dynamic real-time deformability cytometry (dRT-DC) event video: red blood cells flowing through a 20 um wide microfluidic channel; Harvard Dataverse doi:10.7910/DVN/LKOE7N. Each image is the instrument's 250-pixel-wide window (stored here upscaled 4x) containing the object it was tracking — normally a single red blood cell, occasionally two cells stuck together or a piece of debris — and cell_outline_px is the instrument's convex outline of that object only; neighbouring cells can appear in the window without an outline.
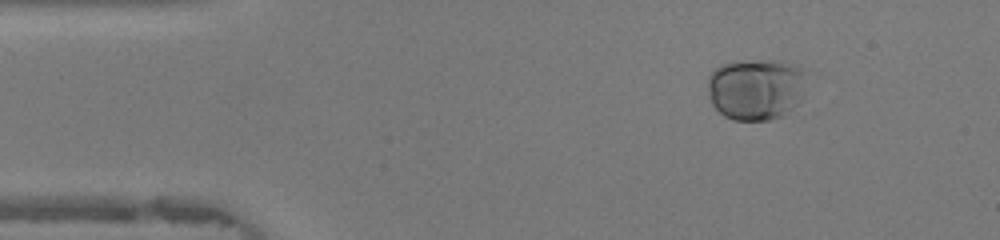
{"species": "human", "species_latin": "Homo sapiens", "temperature_condition": "warm", "stored_images_in_passage": 47, "camera_frame_rate_fps": 3000, "um_per_image_px": 0.085, "donor": {"sex": "female"}, "frame": {"image": 1, "passage_image": 6, "time_ms": 1.667, "image_size_px": [1000, 240], "cell_outline_px": [[812, 72], [804, 100], [784, 116], [768, 120], [732, 120], [724, 116], [712, 104], [708, 96], [708, 76], [720, 64], [732, 60], [780, 60], [800, 64]], "centroid_in_image_um": [64.4, 7.53], "position_along_channel_um": 20.6, "area_um2": 37.57}}
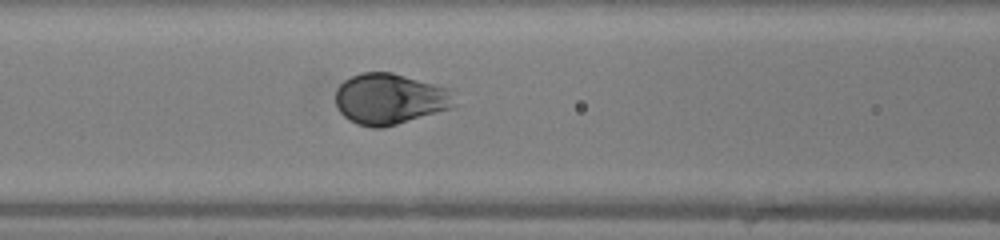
{"frame": {"image": 2, "passage_image": 19, "time_ms": 6.0, "image_size_px": [1000, 240], "cell_outline_px": [[456, 104], [452, 108], [384, 128], [372, 128], [356, 124], [348, 120], [340, 112], [336, 104], [336, 88], [344, 80], [360, 72], [392, 72], [448, 88]], "centroid_in_image_um": [33.1, 8.42], "position_along_channel_um": 133.5, "area_um2": 35.37}}
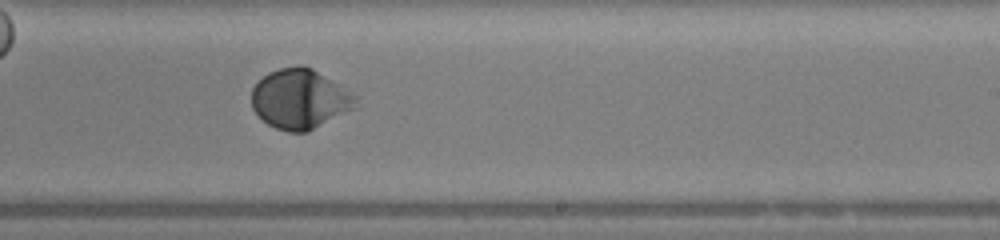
{"frame": {"image": 3, "passage_image": 28, "time_ms": 9.0, "image_size_px": [1000, 240], "cell_outline_px": [[356, 108], [308, 132], [288, 132], [276, 128], [268, 124], [252, 108], [252, 88], [268, 72], [280, 68], [296, 64], [300, 64], [312, 68], [356, 96]], "centroid_in_image_um": [25.48, 8.42], "position_along_channel_um": 263.5, "area_um2": 36.07}, "authors_computed_cell_mechanics": {"area_um2": 36.0672, "velocity_mm_per_s": 4.3403, "shape_relaxation_time_tau1_ms": 2.298, "shape_relaxation_time_tau2_ms": null, "deformation_change_tau1": 0.1646, "deformation_change_tau2": null}}